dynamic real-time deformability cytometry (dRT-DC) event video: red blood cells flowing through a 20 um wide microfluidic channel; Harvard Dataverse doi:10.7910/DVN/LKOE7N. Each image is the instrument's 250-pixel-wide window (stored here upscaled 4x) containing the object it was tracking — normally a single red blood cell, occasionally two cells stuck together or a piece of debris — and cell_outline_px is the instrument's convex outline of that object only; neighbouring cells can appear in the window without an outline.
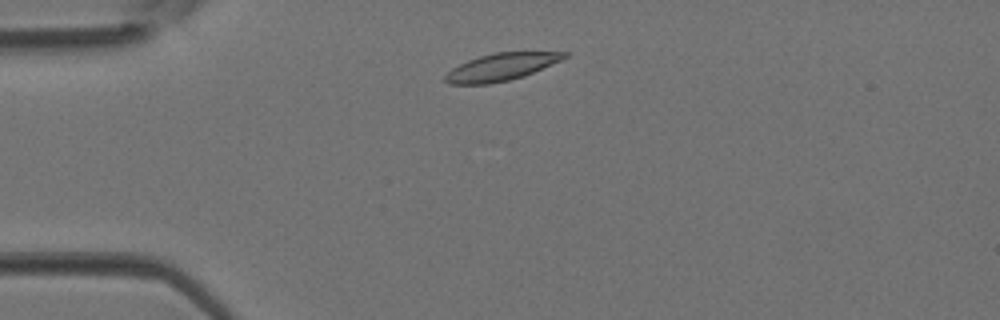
{"species": "Egyptian fruit bat (a non-hibernating species)", "species_latin": "Rousettus aegyptiacus", "temperature_condition": "room temperature", "stored_images_in_passage": 2, "camera_frame_rate_fps": 3000, "um_per_image_px": 0.085, "animal": {"sex": "female"}, "frame": {"image": 1, "passage_image": 2, "time_ms": 0.333, "image_size_px": [1000, 320], "cell_outline_px": [[568, 56], [560, 60], [524, 76], [508, 80], [488, 84], [448, 84], [444, 80], [444, 76], [452, 68], [468, 60], [480, 56], [496, 52], [568, 52]], "centroid_in_image_um": [42.56, 5.7], "position_along_channel_um": 42.4, "area_um2": 18.67}}